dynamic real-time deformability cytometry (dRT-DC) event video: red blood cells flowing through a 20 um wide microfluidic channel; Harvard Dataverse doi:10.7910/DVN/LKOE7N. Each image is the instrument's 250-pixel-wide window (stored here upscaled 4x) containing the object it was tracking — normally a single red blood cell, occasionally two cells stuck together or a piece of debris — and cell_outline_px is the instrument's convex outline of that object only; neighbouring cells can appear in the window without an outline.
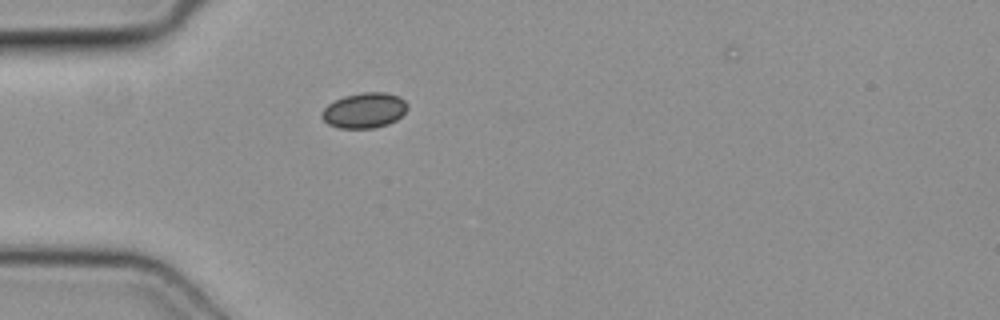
{"species": "common noctule bat (a hibernating species)", "species_latin": "Nyctalus noctula", "temperature_condition": "cold", "stored_images_in_passage": 3, "camera_frame_rate_fps": 3000, "um_per_image_px": 0.085, "animal": {"sex": "female", "body_mass_g": 19.3, "forearm_length_mm": 54.1}, "frame": {"image": 1, "passage_image": 3, "time_ms": 0.667, "image_size_px": [1000, 320], "cell_outline_px": [[408, 108], [396, 120], [388, 124], [372, 128], [340, 128], [328, 124], [320, 116], [320, 112], [328, 104], [344, 96], [364, 92], [388, 92], [400, 96], [408, 104]], "centroid_in_image_um": [30.97, 9.37], "position_along_channel_um": 54.0, "area_um2": 17.69}}